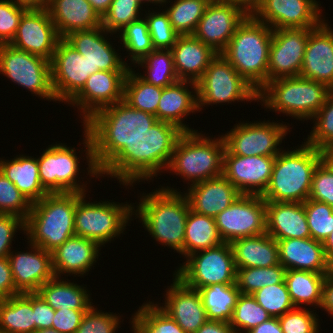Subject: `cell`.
I'll return each mask as SVG.
<instances>
[{
    "mask_svg": "<svg viewBox=\"0 0 333 333\" xmlns=\"http://www.w3.org/2000/svg\"><path fill=\"white\" fill-rule=\"evenodd\" d=\"M15 295V284L12 277L11 264L7 257L0 258V302Z\"/></svg>",
    "mask_w": 333,
    "mask_h": 333,
    "instance_id": "be15d7a7",
    "label": "cell"
},
{
    "mask_svg": "<svg viewBox=\"0 0 333 333\" xmlns=\"http://www.w3.org/2000/svg\"><path fill=\"white\" fill-rule=\"evenodd\" d=\"M88 309H59L55 311L52 329L59 333H75Z\"/></svg>",
    "mask_w": 333,
    "mask_h": 333,
    "instance_id": "94428289",
    "label": "cell"
},
{
    "mask_svg": "<svg viewBox=\"0 0 333 333\" xmlns=\"http://www.w3.org/2000/svg\"><path fill=\"white\" fill-rule=\"evenodd\" d=\"M313 127L305 142L327 154L333 149V90H331L325 103L311 119Z\"/></svg>",
    "mask_w": 333,
    "mask_h": 333,
    "instance_id": "7dc6e473",
    "label": "cell"
},
{
    "mask_svg": "<svg viewBox=\"0 0 333 333\" xmlns=\"http://www.w3.org/2000/svg\"><path fill=\"white\" fill-rule=\"evenodd\" d=\"M304 207L311 238L323 243L333 231V207L310 199Z\"/></svg>",
    "mask_w": 333,
    "mask_h": 333,
    "instance_id": "816d5d0a",
    "label": "cell"
},
{
    "mask_svg": "<svg viewBox=\"0 0 333 333\" xmlns=\"http://www.w3.org/2000/svg\"><path fill=\"white\" fill-rule=\"evenodd\" d=\"M183 193L191 210L213 218L241 196L223 175L191 185Z\"/></svg>",
    "mask_w": 333,
    "mask_h": 333,
    "instance_id": "f1b7e54d",
    "label": "cell"
},
{
    "mask_svg": "<svg viewBox=\"0 0 333 333\" xmlns=\"http://www.w3.org/2000/svg\"><path fill=\"white\" fill-rule=\"evenodd\" d=\"M320 309L333 318V269L327 273L322 287V302Z\"/></svg>",
    "mask_w": 333,
    "mask_h": 333,
    "instance_id": "e7e4bbea",
    "label": "cell"
},
{
    "mask_svg": "<svg viewBox=\"0 0 333 333\" xmlns=\"http://www.w3.org/2000/svg\"><path fill=\"white\" fill-rule=\"evenodd\" d=\"M145 11V20L148 24L149 34L154 49H171L176 43L179 34L172 28L168 14L164 9Z\"/></svg>",
    "mask_w": 333,
    "mask_h": 333,
    "instance_id": "f5cc1de1",
    "label": "cell"
},
{
    "mask_svg": "<svg viewBox=\"0 0 333 333\" xmlns=\"http://www.w3.org/2000/svg\"><path fill=\"white\" fill-rule=\"evenodd\" d=\"M272 32L248 15L220 53L257 92L267 83Z\"/></svg>",
    "mask_w": 333,
    "mask_h": 333,
    "instance_id": "5b68a950",
    "label": "cell"
},
{
    "mask_svg": "<svg viewBox=\"0 0 333 333\" xmlns=\"http://www.w3.org/2000/svg\"><path fill=\"white\" fill-rule=\"evenodd\" d=\"M196 112L199 110L195 82L179 80L162 88L156 112L157 120L171 123L183 132H194L198 130L190 128L185 123V119H187L185 117Z\"/></svg>",
    "mask_w": 333,
    "mask_h": 333,
    "instance_id": "83f0119b",
    "label": "cell"
},
{
    "mask_svg": "<svg viewBox=\"0 0 333 333\" xmlns=\"http://www.w3.org/2000/svg\"><path fill=\"white\" fill-rule=\"evenodd\" d=\"M61 39L47 9L26 10L19 22L12 47L51 61Z\"/></svg>",
    "mask_w": 333,
    "mask_h": 333,
    "instance_id": "d6986e66",
    "label": "cell"
},
{
    "mask_svg": "<svg viewBox=\"0 0 333 333\" xmlns=\"http://www.w3.org/2000/svg\"><path fill=\"white\" fill-rule=\"evenodd\" d=\"M0 171L31 203L41 200L48 194L39 179L36 157L19 154L10 160L0 158Z\"/></svg>",
    "mask_w": 333,
    "mask_h": 333,
    "instance_id": "e575fe53",
    "label": "cell"
},
{
    "mask_svg": "<svg viewBox=\"0 0 333 333\" xmlns=\"http://www.w3.org/2000/svg\"><path fill=\"white\" fill-rule=\"evenodd\" d=\"M253 122H238L223 134L226 148L233 155L276 157L284 148L280 145L290 132V124L273 120Z\"/></svg>",
    "mask_w": 333,
    "mask_h": 333,
    "instance_id": "4fadbf2b",
    "label": "cell"
},
{
    "mask_svg": "<svg viewBox=\"0 0 333 333\" xmlns=\"http://www.w3.org/2000/svg\"><path fill=\"white\" fill-rule=\"evenodd\" d=\"M75 147L55 143L37 157L39 179L48 193H86L87 181H80V159ZM78 155V156H77ZM79 177V178H78ZM78 178V181H77ZM86 183V184H85Z\"/></svg>",
    "mask_w": 333,
    "mask_h": 333,
    "instance_id": "5bb4252c",
    "label": "cell"
},
{
    "mask_svg": "<svg viewBox=\"0 0 333 333\" xmlns=\"http://www.w3.org/2000/svg\"><path fill=\"white\" fill-rule=\"evenodd\" d=\"M116 38H120V44L122 45L120 49L123 50L124 47L123 51L129 52L127 54L128 60L131 61L129 63L130 68H132V64L134 66L139 60L155 50L144 17L125 26L117 33Z\"/></svg>",
    "mask_w": 333,
    "mask_h": 333,
    "instance_id": "ee69618b",
    "label": "cell"
},
{
    "mask_svg": "<svg viewBox=\"0 0 333 333\" xmlns=\"http://www.w3.org/2000/svg\"><path fill=\"white\" fill-rule=\"evenodd\" d=\"M223 3L235 5L242 9L246 14L252 15L258 8L261 0H218Z\"/></svg>",
    "mask_w": 333,
    "mask_h": 333,
    "instance_id": "a7ac6f4b",
    "label": "cell"
},
{
    "mask_svg": "<svg viewBox=\"0 0 333 333\" xmlns=\"http://www.w3.org/2000/svg\"><path fill=\"white\" fill-rule=\"evenodd\" d=\"M230 245L236 269L280 264L278 243L267 233L239 238Z\"/></svg>",
    "mask_w": 333,
    "mask_h": 333,
    "instance_id": "836d02e7",
    "label": "cell"
},
{
    "mask_svg": "<svg viewBox=\"0 0 333 333\" xmlns=\"http://www.w3.org/2000/svg\"><path fill=\"white\" fill-rule=\"evenodd\" d=\"M279 262L286 270L329 273L333 266L328 261L323 243L309 238L276 240Z\"/></svg>",
    "mask_w": 333,
    "mask_h": 333,
    "instance_id": "f546056e",
    "label": "cell"
},
{
    "mask_svg": "<svg viewBox=\"0 0 333 333\" xmlns=\"http://www.w3.org/2000/svg\"><path fill=\"white\" fill-rule=\"evenodd\" d=\"M247 16L235 5L220 1L210 3L192 35L220 54Z\"/></svg>",
    "mask_w": 333,
    "mask_h": 333,
    "instance_id": "603a6c76",
    "label": "cell"
},
{
    "mask_svg": "<svg viewBox=\"0 0 333 333\" xmlns=\"http://www.w3.org/2000/svg\"><path fill=\"white\" fill-rule=\"evenodd\" d=\"M173 277V283L165 291L164 302L156 304L186 333H195L208 321L201 296L197 289L186 286L174 274Z\"/></svg>",
    "mask_w": 333,
    "mask_h": 333,
    "instance_id": "484cf974",
    "label": "cell"
},
{
    "mask_svg": "<svg viewBox=\"0 0 333 333\" xmlns=\"http://www.w3.org/2000/svg\"><path fill=\"white\" fill-rule=\"evenodd\" d=\"M266 233L275 240L311 237L304 203L266 202Z\"/></svg>",
    "mask_w": 333,
    "mask_h": 333,
    "instance_id": "4dcf8cb0",
    "label": "cell"
},
{
    "mask_svg": "<svg viewBox=\"0 0 333 333\" xmlns=\"http://www.w3.org/2000/svg\"><path fill=\"white\" fill-rule=\"evenodd\" d=\"M292 149H283L276 156L270 182L261 195L265 202L304 203L309 199L314 170L326 154L305 141Z\"/></svg>",
    "mask_w": 333,
    "mask_h": 333,
    "instance_id": "277c9868",
    "label": "cell"
},
{
    "mask_svg": "<svg viewBox=\"0 0 333 333\" xmlns=\"http://www.w3.org/2000/svg\"><path fill=\"white\" fill-rule=\"evenodd\" d=\"M212 137L199 131L184 132L175 145L167 172L188 181V187L221 176L226 145L222 135Z\"/></svg>",
    "mask_w": 333,
    "mask_h": 333,
    "instance_id": "52a82bcc",
    "label": "cell"
},
{
    "mask_svg": "<svg viewBox=\"0 0 333 333\" xmlns=\"http://www.w3.org/2000/svg\"><path fill=\"white\" fill-rule=\"evenodd\" d=\"M18 6L31 9H47L49 0H13Z\"/></svg>",
    "mask_w": 333,
    "mask_h": 333,
    "instance_id": "89a4df30",
    "label": "cell"
},
{
    "mask_svg": "<svg viewBox=\"0 0 333 333\" xmlns=\"http://www.w3.org/2000/svg\"><path fill=\"white\" fill-rule=\"evenodd\" d=\"M136 65L146 70L144 74L136 73L148 84L164 88L179 81L170 49H155L139 60L133 69Z\"/></svg>",
    "mask_w": 333,
    "mask_h": 333,
    "instance_id": "60d3db41",
    "label": "cell"
},
{
    "mask_svg": "<svg viewBox=\"0 0 333 333\" xmlns=\"http://www.w3.org/2000/svg\"><path fill=\"white\" fill-rule=\"evenodd\" d=\"M179 80L197 82L217 56L210 46L193 35H179L170 49Z\"/></svg>",
    "mask_w": 333,
    "mask_h": 333,
    "instance_id": "1f68e13d",
    "label": "cell"
},
{
    "mask_svg": "<svg viewBox=\"0 0 333 333\" xmlns=\"http://www.w3.org/2000/svg\"><path fill=\"white\" fill-rule=\"evenodd\" d=\"M144 3H147L145 4L146 6H150L148 3H151V4H154V5H158L159 7L162 6L163 8V5L166 6V3L169 4L171 2V0H142ZM169 2V3H168ZM161 5V6H160Z\"/></svg>",
    "mask_w": 333,
    "mask_h": 333,
    "instance_id": "753ad0ef",
    "label": "cell"
},
{
    "mask_svg": "<svg viewBox=\"0 0 333 333\" xmlns=\"http://www.w3.org/2000/svg\"><path fill=\"white\" fill-rule=\"evenodd\" d=\"M223 243L215 218L189 210L184 238V258L197 251L210 249Z\"/></svg>",
    "mask_w": 333,
    "mask_h": 333,
    "instance_id": "f35d334b",
    "label": "cell"
},
{
    "mask_svg": "<svg viewBox=\"0 0 333 333\" xmlns=\"http://www.w3.org/2000/svg\"><path fill=\"white\" fill-rule=\"evenodd\" d=\"M247 333H283V331L279 324L278 317H271L269 320L262 322Z\"/></svg>",
    "mask_w": 333,
    "mask_h": 333,
    "instance_id": "003e7915",
    "label": "cell"
},
{
    "mask_svg": "<svg viewBox=\"0 0 333 333\" xmlns=\"http://www.w3.org/2000/svg\"><path fill=\"white\" fill-rule=\"evenodd\" d=\"M35 331L52 328L55 310L37 293L33 292Z\"/></svg>",
    "mask_w": 333,
    "mask_h": 333,
    "instance_id": "6125c7cd",
    "label": "cell"
},
{
    "mask_svg": "<svg viewBox=\"0 0 333 333\" xmlns=\"http://www.w3.org/2000/svg\"><path fill=\"white\" fill-rule=\"evenodd\" d=\"M32 203L0 171V214H11L26 221Z\"/></svg>",
    "mask_w": 333,
    "mask_h": 333,
    "instance_id": "db71d44e",
    "label": "cell"
},
{
    "mask_svg": "<svg viewBox=\"0 0 333 333\" xmlns=\"http://www.w3.org/2000/svg\"><path fill=\"white\" fill-rule=\"evenodd\" d=\"M101 18L108 12L113 0H88Z\"/></svg>",
    "mask_w": 333,
    "mask_h": 333,
    "instance_id": "2644e50d",
    "label": "cell"
},
{
    "mask_svg": "<svg viewBox=\"0 0 333 333\" xmlns=\"http://www.w3.org/2000/svg\"><path fill=\"white\" fill-rule=\"evenodd\" d=\"M317 0H261L252 16L275 29L315 28L326 17ZM323 17V18H322Z\"/></svg>",
    "mask_w": 333,
    "mask_h": 333,
    "instance_id": "e0dca14e",
    "label": "cell"
},
{
    "mask_svg": "<svg viewBox=\"0 0 333 333\" xmlns=\"http://www.w3.org/2000/svg\"><path fill=\"white\" fill-rule=\"evenodd\" d=\"M76 193H48L32 203L25 221L26 240L52 252L75 235Z\"/></svg>",
    "mask_w": 333,
    "mask_h": 333,
    "instance_id": "8992f818",
    "label": "cell"
},
{
    "mask_svg": "<svg viewBox=\"0 0 333 333\" xmlns=\"http://www.w3.org/2000/svg\"><path fill=\"white\" fill-rule=\"evenodd\" d=\"M196 86L199 112L207 105L257 101L258 92L221 54L210 62Z\"/></svg>",
    "mask_w": 333,
    "mask_h": 333,
    "instance_id": "30bf717a",
    "label": "cell"
},
{
    "mask_svg": "<svg viewBox=\"0 0 333 333\" xmlns=\"http://www.w3.org/2000/svg\"><path fill=\"white\" fill-rule=\"evenodd\" d=\"M309 199L333 207V163L327 157L314 170Z\"/></svg>",
    "mask_w": 333,
    "mask_h": 333,
    "instance_id": "6f0895ef",
    "label": "cell"
},
{
    "mask_svg": "<svg viewBox=\"0 0 333 333\" xmlns=\"http://www.w3.org/2000/svg\"><path fill=\"white\" fill-rule=\"evenodd\" d=\"M47 10L61 38L102 26V18L88 0H49Z\"/></svg>",
    "mask_w": 333,
    "mask_h": 333,
    "instance_id": "d6a6232c",
    "label": "cell"
},
{
    "mask_svg": "<svg viewBox=\"0 0 333 333\" xmlns=\"http://www.w3.org/2000/svg\"><path fill=\"white\" fill-rule=\"evenodd\" d=\"M130 325H132V327H131L132 333H141L133 324H130Z\"/></svg>",
    "mask_w": 333,
    "mask_h": 333,
    "instance_id": "2a66077c",
    "label": "cell"
},
{
    "mask_svg": "<svg viewBox=\"0 0 333 333\" xmlns=\"http://www.w3.org/2000/svg\"><path fill=\"white\" fill-rule=\"evenodd\" d=\"M110 34V35H109ZM113 33L106 31L102 26L90 29L75 31L64 39L72 45L89 63V75L97 71H128L129 64L119 55L118 49L114 47ZM109 38V39H108ZM110 40V41H109ZM122 57V58H121Z\"/></svg>",
    "mask_w": 333,
    "mask_h": 333,
    "instance_id": "44dd1931",
    "label": "cell"
},
{
    "mask_svg": "<svg viewBox=\"0 0 333 333\" xmlns=\"http://www.w3.org/2000/svg\"><path fill=\"white\" fill-rule=\"evenodd\" d=\"M208 320L230 322L240 291L235 284H212L198 289Z\"/></svg>",
    "mask_w": 333,
    "mask_h": 333,
    "instance_id": "ab89813d",
    "label": "cell"
},
{
    "mask_svg": "<svg viewBox=\"0 0 333 333\" xmlns=\"http://www.w3.org/2000/svg\"><path fill=\"white\" fill-rule=\"evenodd\" d=\"M18 231L25 234V220L11 214H0V258L7 257L12 251V241Z\"/></svg>",
    "mask_w": 333,
    "mask_h": 333,
    "instance_id": "91938a15",
    "label": "cell"
},
{
    "mask_svg": "<svg viewBox=\"0 0 333 333\" xmlns=\"http://www.w3.org/2000/svg\"><path fill=\"white\" fill-rule=\"evenodd\" d=\"M128 71H97L91 74L83 89L68 103L77 107L81 123L97 111L123 100L124 81Z\"/></svg>",
    "mask_w": 333,
    "mask_h": 333,
    "instance_id": "ffe728a7",
    "label": "cell"
},
{
    "mask_svg": "<svg viewBox=\"0 0 333 333\" xmlns=\"http://www.w3.org/2000/svg\"><path fill=\"white\" fill-rule=\"evenodd\" d=\"M327 273H315L303 270H286L285 282L295 307L314 306L320 308L322 287Z\"/></svg>",
    "mask_w": 333,
    "mask_h": 333,
    "instance_id": "74e56055",
    "label": "cell"
},
{
    "mask_svg": "<svg viewBox=\"0 0 333 333\" xmlns=\"http://www.w3.org/2000/svg\"><path fill=\"white\" fill-rule=\"evenodd\" d=\"M104 312L92 305L85 313L79 328L75 333H116L120 324L122 314ZM116 331V332H115Z\"/></svg>",
    "mask_w": 333,
    "mask_h": 333,
    "instance_id": "9f6ffc18",
    "label": "cell"
},
{
    "mask_svg": "<svg viewBox=\"0 0 333 333\" xmlns=\"http://www.w3.org/2000/svg\"><path fill=\"white\" fill-rule=\"evenodd\" d=\"M0 74L26 88L33 96L57 103L52 88L49 60L18 50L10 44H1Z\"/></svg>",
    "mask_w": 333,
    "mask_h": 333,
    "instance_id": "7c38bea8",
    "label": "cell"
},
{
    "mask_svg": "<svg viewBox=\"0 0 333 333\" xmlns=\"http://www.w3.org/2000/svg\"><path fill=\"white\" fill-rule=\"evenodd\" d=\"M252 296L272 317L283 316L295 308L285 280L282 283L262 287Z\"/></svg>",
    "mask_w": 333,
    "mask_h": 333,
    "instance_id": "f907efd6",
    "label": "cell"
},
{
    "mask_svg": "<svg viewBox=\"0 0 333 333\" xmlns=\"http://www.w3.org/2000/svg\"><path fill=\"white\" fill-rule=\"evenodd\" d=\"M323 247L325 251V255L328 259V261L333 266V231L330 233V235L324 240Z\"/></svg>",
    "mask_w": 333,
    "mask_h": 333,
    "instance_id": "8c879c8a",
    "label": "cell"
},
{
    "mask_svg": "<svg viewBox=\"0 0 333 333\" xmlns=\"http://www.w3.org/2000/svg\"><path fill=\"white\" fill-rule=\"evenodd\" d=\"M223 242L266 233V202L261 195L241 196L215 217Z\"/></svg>",
    "mask_w": 333,
    "mask_h": 333,
    "instance_id": "9a60e30c",
    "label": "cell"
},
{
    "mask_svg": "<svg viewBox=\"0 0 333 333\" xmlns=\"http://www.w3.org/2000/svg\"><path fill=\"white\" fill-rule=\"evenodd\" d=\"M34 333H59L57 330L55 329H39V330H36Z\"/></svg>",
    "mask_w": 333,
    "mask_h": 333,
    "instance_id": "34e18365",
    "label": "cell"
},
{
    "mask_svg": "<svg viewBox=\"0 0 333 333\" xmlns=\"http://www.w3.org/2000/svg\"><path fill=\"white\" fill-rule=\"evenodd\" d=\"M314 311L310 307H295L278 317L283 333H319L320 319Z\"/></svg>",
    "mask_w": 333,
    "mask_h": 333,
    "instance_id": "11a10c76",
    "label": "cell"
},
{
    "mask_svg": "<svg viewBox=\"0 0 333 333\" xmlns=\"http://www.w3.org/2000/svg\"><path fill=\"white\" fill-rule=\"evenodd\" d=\"M276 157L223 155V176L244 195H262L271 179Z\"/></svg>",
    "mask_w": 333,
    "mask_h": 333,
    "instance_id": "7402d4cb",
    "label": "cell"
},
{
    "mask_svg": "<svg viewBox=\"0 0 333 333\" xmlns=\"http://www.w3.org/2000/svg\"><path fill=\"white\" fill-rule=\"evenodd\" d=\"M327 20L309 28L299 77L325 84L333 90V29Z\"/></svg>",
    "mask_w": 333,
    "mask_h": 333,
    "instance_id": "d4e9b609",
    "label": "cell"
},
{
    "mask_svg": "<svg viewBox=\"0 0 333 333\" xmlns=\"http://www.w3.org/2000/svg\"><path fill=\"white\" fill-rule=\"evenodd\" d=\"M156 116L136 110L124 100L94 113L83 124L87 176L100 179V171L129 143L142 137L156 122Z\"/></svg>",
    "mask_w": 333,
    "mask_h": 333,
    "instance_id": "6da1fadb",
    "label": "cell"
},
{
    "mask_svg": "<svg viewBox=\"0 0 333 333\" xmlns=\"http://www.w3.org/2000/svg\"><path fill=\"white\" fill-rule=\"evenodd\" d=\"M142 0H113L108 12L102 18V27L116 35L131 22L142 18ZM141 10V11H140Z\"/></svg>",
    "mask_w": 333,
    "mask_h": 333,
    "instance_id": "681fc988",
    "label": "cell"
},
{
    "mask_svg": "<svg viewBox=\"0 0 333 333\" xmlns=\"http://www.w3.org/2000/svg\"><path fill=\"white\" fill-rule=\"evenodd\" d=\"M195 333H235L228 322L208 320Z\"/></svg>",
    "mask_w": 333,
    "mask_h": 333,
    "instance_id": "03108f58",
    "label": "cell"
},
{
    "mask_svg": "<svg viewBox=\"0 0 333 333\" xmlns=\"http://www.w3.org/2000/svg\"><path fill=\"white\" fill-rule=\"evenodd\" d=\"M26 10L13 0H0V45L9 44L13 40Z\"/></svg>",
    "mask_w": 333,
    "mask_h": 333,
    "instance_id": "680465c9",
    "label": "cell"
},
{
    "mask_svg": "<svg viewBox=\"0 0 333 333\" xmlns=\"http://www.w3.org/2000/svg\"><path fill=\"white\" fill-rule=\"evenodd\" d=\"M330 91L325 84L299 76L280 78L267 82L258 91L257 102L270 112L304 122L315 116Z\"/></svg>",
    "mask_w": 333,
    "mask_h": 333,
    "instance_id": "ba28073f",
    "label": "cell"
},
{
    "mask_svg": "<svg viewBox=\"0 0 333 333\" xmlns=\"http://www.w3.org/2000/svg\"><path fill=\"white\" fill-rule=\"evenodd\" d=\"M286 269L277 264L270 267H249L236 269V285L240 294L252 295L262 287L282 283Z\"/></svg>",
    "mask_w": 333,
    "mask_h": 333,
    "instance_id": "bcb514c9",
    "label": "cell"
},
{
    "mask_svg": "<svg viewBox=\"0 0 333 333\" xmlns=\"http://www.w3.org/2000/svg\"><path fill=\"white\" fill-rule=\"evenodd\" d=\"M271 317L252 295L240 294L229 324L235 333H247Z\"/></svg>",
    "mask_w": 333,
    "mask_h": 333,
    "instance_id": "c3c4849f",
    "label": "cell"
},
{
    "mask_svg": "<svg viewBox=\"0 0 333 333\" xmlns=\"http://www.w3.org/2000/svg\"><path fill=\"white\" fill-rule=\"evenodd\" d=\"M33 293H20L0 302V333H34Z\"/></svg>",
    "mask_w": 333,
    "mask_h": 333,
    "instance_id": "8d00e7d4",
    "label": "cell"
},
{
    "mask_svg": "<svg viewBox=\"0 0 333 333\" xmlns=\"http://www.w3.org/2000/svg\"><path fill=\"white\" fill-rule=\"evenodd\" d=\"M162 88L146 83L130 68L124 81L123 100L136 110L156 116Z\"/></svg>",
    "mask_w": 333,
    "mask_h": 333,
    "instance_id": "b9f144b4",
    "label": "cell"
},
{
    "mask_svg": "<svg viewBox=\"0 0 333 333\" xmlns=\"http://www.w3.org/2000/svg\"><path fill=\"white\" fill-rule=\"evenodd\" d=\"M326 157L333 163V149L326 154Z\"/></svg>",
    "mask_w": 333,
    "mask_h": 333,
    "instance_id": "11e5206c",
    "label": "cell"
},
{
    "mask_svg": "<svg viewBox=\"0 0 333 333\" xmlns=\"http://www.w3.org/2000/svg\"><path fill=\"white\" fill-rule=\"evenodd\" d=\"M130 323L141 333H186L156 302L150 300L139 306Z\"/></svg>",
    "mask_w": 333,
    "mask_h": 333,
    "instance_id": "7bdbcfd3",
    "label": "cell"
},
{
    "mask_svg": "<svg viewBox=\"0 0 333 333\" xmlns=\"http://www.w3.org/2000/svg\"><path fill=\"white\" fill-rule=\"evenodd\" d=\"M85 286L71 282L66 277L54 276L43 284L37 293L55 311L59 309H89L94 303L90 297L91 292Z\"/></svg>",
    "mask_w": 333,
    "mask_h": 333,
    "instance_id": "d590c367",
    "label": "cell"
},
{
    "mask_svg": "<svg viewBox=\"0 0 333 333\" xmlns=\"http://www.w3.org/2000/svg\"><path fill=\"white\" fill-rule=\"evenodd\" d=\"M27 242L29 251H11L8 255L15 284V295L37 292L43 284L55 276L52 268V253L30 241Z\"/></svg>",
    "mask_w": 333,
    "mask_h": 333,
    "instance_id": "cb8c5ba5",
    "label": "cell"
},
{
    "mask_svg": "<svg viewBox=\"0 0 333 333\" xmlns=\"http://www.w3.org/2000/svg\"><path fill=\"white\" fill-rule=\"evenodd\" d=\"M209 4L200 0H174L164 7L172 28L179 35H192Z\"/></svg>",
    "mask_w": 333,
    "mask_h": 333,
    "instance_id": "f6af8a7d",
    "label": "cell"
},
{
    "mask_svg": "<svg viewBox=\"0 0 333 333\" xmlns=\"http://www.w3.org/2000/svg\"><path fill=\"white\" fill-rule=\"evenodd\" d=\"M174 275L186 286L200 289L212 284H235L236 267L230 243L192 253Z\"/></svg>",
    "mask_w": 333,
    "mask_h": 333,
    "instance_id": "8fae6325",
    "label": "cell"
},
{
    "mask_svg": "<svg viewBox=\"0 0 333 333\" xmlns=\"http://www.w3.org/2000/svg\"><path fill=\"white\" fill-rule=\"evenodd\" d=\"M133 206V218L142 222L151 237L184 257L186 219L190 204L186 195L177 188L161 186L153 192L140 194Z\"/></svg>",
    "mask_w": 333,
    "mask_h": 333,
    "instance_id": "3957f363",
    "label": "cell"
},
{
    "mask_svg": "<svg viewBox=\"0 0 333 333\" xmlns=\"http://www.w3.org/2000/svg\"><path fill=\"white\" fill-rule=\"evenodd\" d=\"M51 82L56 100L68 104L85 86L89 75V63L64 38L53 53Z\"/></svg>",
    "mask_w": 333,
    "mask_h": 333,
    "instance_id": "2e32d148",
    "label": "cell"
},
{
    "mask_svg": "<svg viewBox=\"0 0 333 333\" xmlns=\"http://www.w3.org/2000/svg\"><path fill=\"white\" fill-rule=\"evenodd\" d=\"M86 194L76 193L75 235L93 240L104 247L106 243L121 236L130 225L128 223L133 220L134 204L111 200L90 202L86 200Z\"/></svg>",
    "mask_w": 333,
    "mask_h": 333,
    "instance_id": "9c48e42d",
    "label": "cell"
},
{
    "mask_svg": "<svg viewBox=\"0 0 333 333\" xmlns=\"http://www.w3.org/2000/svg\"><path fill=\"white\" fill-rule=\"evenodd\" d=\"M183 133L177 126L158 120L142 137L125 146L100 171V176L115 178L128 189L139 182L154 181V177L167 171L175 145Z\"/></svg>",
    "mask_w": 333,
    "mask_h": 333,
    "instance_id": "7a4b0ae2",
    "label": "cell"
},
{
    "mask_svg": "<svg viewBox=\"0 0 333 333\" xmlns=\"http://www.w3.org/2000/svg\"><path fill=\"white\" fill-rule=\"evenodd\" d=\"M308 36V28L273 30L268 59L267 82L299 76Z\"/></svg>",
    "mask_w": 333,
    "mask_h": 333,
    "instance_id": "ac0fdd59",
    "label": "cell"
},
{
    "mask_svg": "<svg viewBox=\"0 0 333 333\" xmlns=\"http://www.w3.org/2000/svg\"><path fill=\"white\" fill-rule=\"evenodd\" d=\"M200 1H204V2H207L208 4H210V3L217 2L218 0H200Z\"/></svg>",
    "mask_w": 333,
    "mask_h": 333,
    "instance_id": "b9fcfbb0",
    "label": "cell"
},
{
    "mask_svg": "<svg viewBox=\"0 0 333 333\" xmlns=\"http://www.w3.org/2000/svg\"><path fill=\"white\" fill-rule=\"evenodd\" d=\"M101 246L77 235L70 237L52 251V268L56 277L88 275L101 255ZM97 259V260H96ZM67 274V275H66Z\"/></svg>",
    "mask_w": 333,
    "mask_h": 333,
    "instance_id": "4316f807",
    "label": "cell"
}]
</instances>
